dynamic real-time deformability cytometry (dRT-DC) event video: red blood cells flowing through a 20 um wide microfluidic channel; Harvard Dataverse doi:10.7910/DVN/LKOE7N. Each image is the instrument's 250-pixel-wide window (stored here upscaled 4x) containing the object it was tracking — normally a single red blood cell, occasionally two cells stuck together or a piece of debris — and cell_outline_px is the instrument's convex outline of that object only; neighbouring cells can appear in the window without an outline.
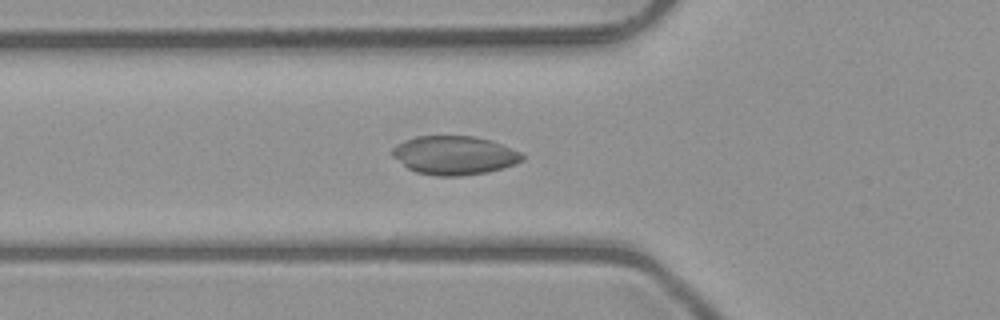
{"species": "common noctule bat (a hibernating species)", "species_latin": "Nyctalus noctula", "temperature_condition": "room temperature", "stored_images_in_passage": 36, "camera_frame_rate_fps": 3000, "um_per_image_px": 0.085, "animal": {"sex": "male", "body_mass_g": 23.1, "forearm_length_mm": 52.7}, "frame": {"image": 1, "passage_image": 3, "time_ms": 0.667, "image_size_px": [1000, 320], "cell_outline_px": [[524, 160], [516, 164], [488, 172], [460, 176], [436, 176], [416, 172], [408, 168], [392, 156], [392, 148], [404, 140], [416, 136], [472, 136], [488, 140], [500, 144], [520, 152], [524, 156]], "centroid_in_image_um": [38.61, 13.21], "position_along_channel_um": 87.2, "area_um2": 29.19}}
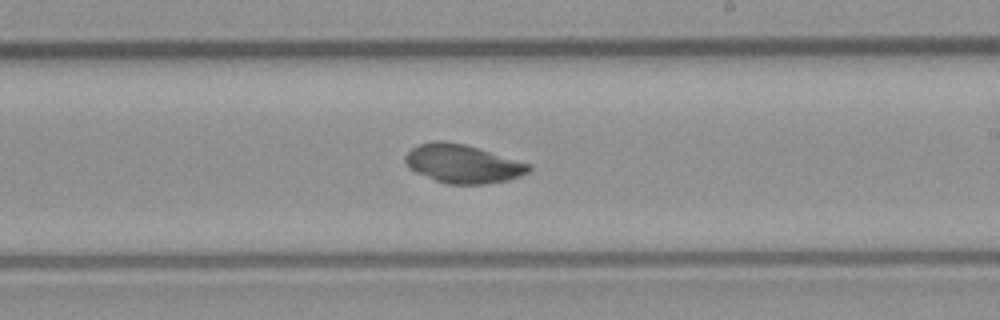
{"frame": {"image": 2, "passage_image": 15, "time_ms": 4.667, "image_size_px": [1000, 320], "cell_outline_px": [[532, 168], [528, 172], [520, 176], [508, 180], [484, 184], [448, 184], [436, 180], [416, 172], [408, 168], [404, 160], [404, 156], [412, 148], [420, 144], [436, 140], [444, 140], [464, 144], [532, 164]], "centroid_in_image_um": [39.33, 13.92], "position_along_channel_um": 249.7, "area_um2": 27.69}}
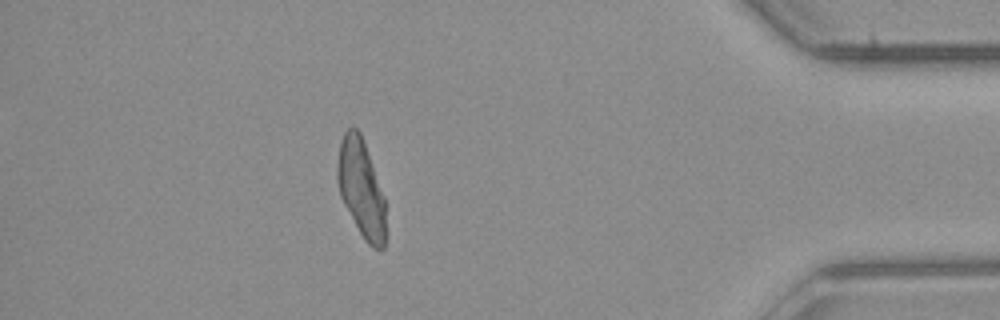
{"frame": {"image": 3, "passage_image": 30, "time_ms": 9.667, "image_size_px": [1000, 320], "cell_outline_px": [[384, 248], [372, 248], [364, 240], [344, 204], [340, 196], [336, 180], [336, 168], [340, 144], [344, 132], [348, 128], [356, 128], [360, 132], [384, 196]], "centroid_in_image_um": [30.66, 16.01], "position_along_channel_um": 404.5, "area_um2": 27.05}}